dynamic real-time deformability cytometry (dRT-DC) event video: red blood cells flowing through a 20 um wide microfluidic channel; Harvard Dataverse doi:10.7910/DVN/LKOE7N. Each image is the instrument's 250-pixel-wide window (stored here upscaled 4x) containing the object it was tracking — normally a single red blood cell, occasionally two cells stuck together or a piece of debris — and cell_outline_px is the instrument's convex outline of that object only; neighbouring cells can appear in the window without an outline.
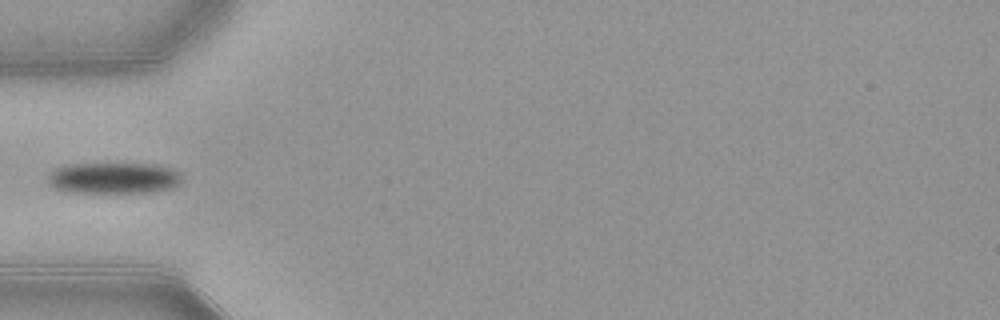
{"species": "common noctule bat (a hibernating species)", "species_latin": "Nyctalus noctula", "temperature_condition": "warm", "stored_images_in_passage": 20, "camera_frame_rate_fps": 3000, "um_per_image_px": 0.085, "animal": {"sex": "female", "body_mass_g": 21.9}, "frame": {"image": 1, "passage_image": 1, "time_ms": 0.0, "image_size_px": [1000, 320], "cell_outline_px": [[180, 180], [176, 188], [152, 192], [72, 192], [56, 188], [48, 184], [48, 176], [56, 168], [72, 164], [144, 164], [172, 168], [180, 176]], "centroid_in_image_um": [9.66, 15.14], "position_along_channel_um": 75.3, "area_um2": 23.99}}
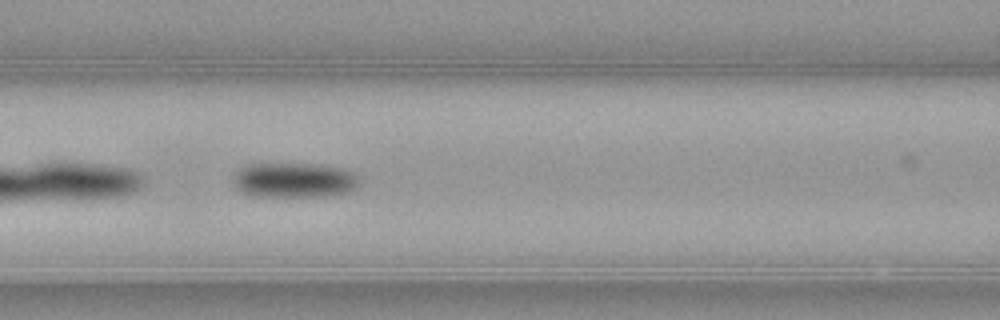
{"frame": {"image": 2, "passage_image": 6, "time_ms": 1.667, "image_size_px": [1000, 320], "cell_outline_px": [[360, 184], [356, 188], [348, 192], [324, 196], [252, 196], [236, 188], [236, 172], [244, 164], [320, 164], [344, 168], [360, 176]], "centroid_in_image_um": [25.08, 15.3], "position_along_channel_um": 141.5, "area_um2": 25.72}}